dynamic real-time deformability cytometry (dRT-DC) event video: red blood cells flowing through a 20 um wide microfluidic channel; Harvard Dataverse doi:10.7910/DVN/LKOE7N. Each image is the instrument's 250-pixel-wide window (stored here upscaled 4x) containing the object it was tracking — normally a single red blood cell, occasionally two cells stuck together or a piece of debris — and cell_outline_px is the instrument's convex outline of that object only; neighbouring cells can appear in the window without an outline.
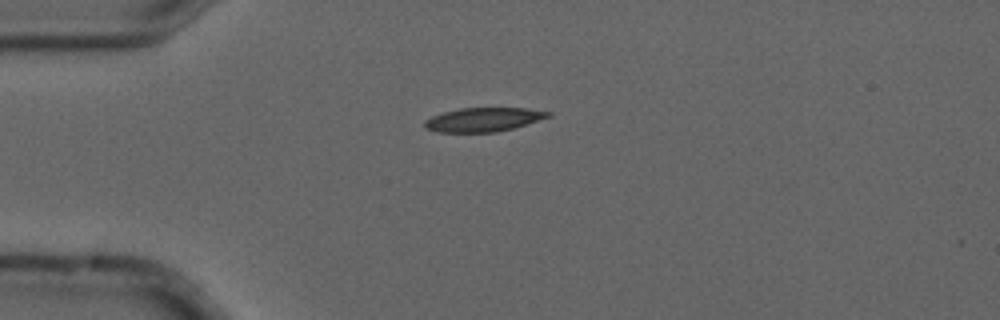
{"species": "common noctule bat (a hibernating species)", "species_latin": "Nyctalus noctula", "temperature_condition": "cold", "stored_images_in_passage": 8, "camera_frame_rate_fps": 3000, "um_per_image_px": 0.085, "animal": {"sex": "male", "forearm_length_mm": 52.5}, "frame": {"image": 1, "passage_image": 4, "time_ms": 1.0, "image_size_px": [1000, 320], "cell_outline_px": [[552, 116], [512, 128], [496, 132], [436, 132], [424, 128], [424, 120], [432, 116], [444, 112], [460, 108], [524, 108], [552, 112]], "centroid_in_image_um": [41.06, 10.16], "position_along_channel_um": 43.9, "area_um2": 17.17}}
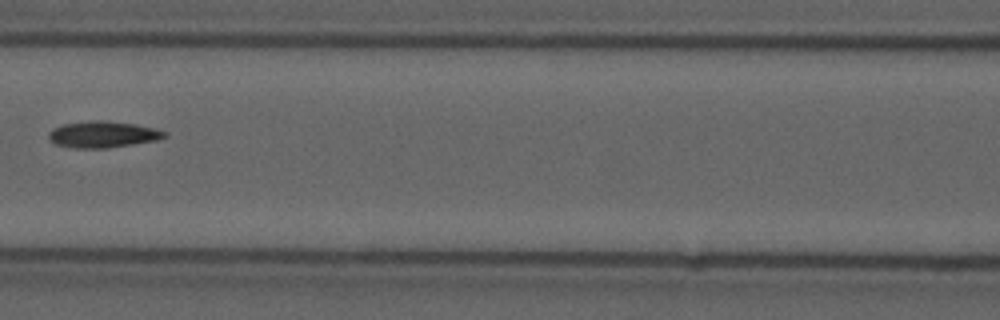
{"frame": {"image": 2, "passage_image": 7, "time_ms": 2.0, "image_size_px": [1000, 320], "cell_outline_px": [[168, 136], [156, 140], [108, 148], [72, 148], [56, 144], [48, 136], [48, 132], [52, 128], [64, 124], [92, 120], [104, 120], [136, 124], [156, 128], [168, 132]], "centroid_in_image_um": [8.77, 11.42], "position_along_channel_um": 157.8, "area_um2": 17.92}}
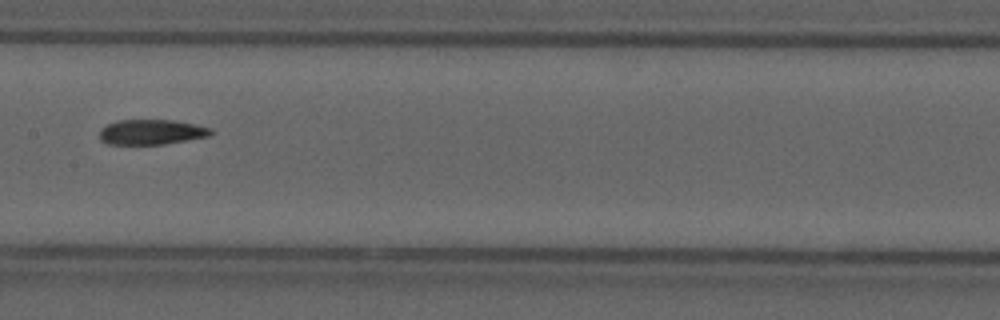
{"frame": {"image": 3, "passage_image": 8, "time_ms": 2.333, "image_size_px": [1000, 320], "cell_outline_px": [[212, 132], [208, 136], [164, 144], [108, 144], [100, 140], [100, 128], [116, 120], [172, 120], [196, 124], [212, 128]], "centroid_in_image_um": [12.85, 11.22], "position_along_channel_um": 194.6, "area_um2": 16.24}}